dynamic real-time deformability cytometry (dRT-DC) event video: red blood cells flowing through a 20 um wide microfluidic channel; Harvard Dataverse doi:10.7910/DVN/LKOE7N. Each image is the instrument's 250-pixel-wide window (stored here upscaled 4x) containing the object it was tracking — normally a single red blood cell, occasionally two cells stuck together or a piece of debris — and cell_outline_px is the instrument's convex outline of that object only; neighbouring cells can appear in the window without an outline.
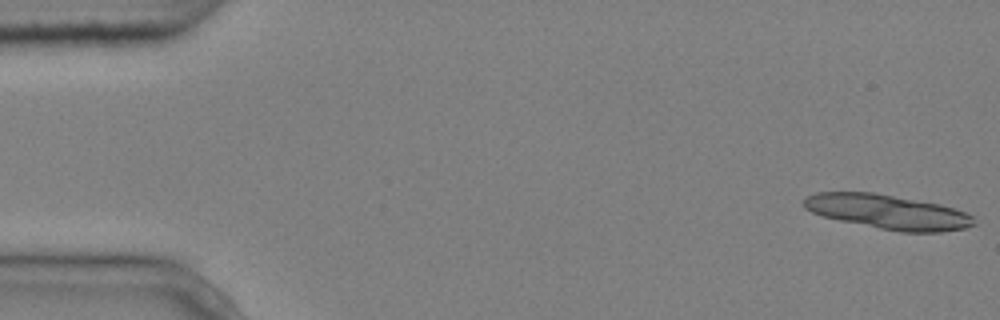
{"species": "common noctule bat (a hibernating species)", "species_latin": "Nyctalus noctula", "temperature_condition": "cold", "stored_images_in_passage": 5, "camera_frame_rate_fps": 3000, "um_per_image_px": 0.085, "animal": {"sex": "male", "body_mass_g": 20.4}, "frame": {"image": 1, "passage_image": 1, "time_ms": 0.0, "image_size_px": [1000, 320], "cell_outline_px": [[976, 224], [964, 228], [940, 232], [900, 232], [840, 220], [824, 216], [812, 212], [804, 208], [804, 200], [808, 196], [816, 192], [876, 192], [940, 204], [956, 208], [972, 216]], "centroid_in_image_um": [75.49, 18.0], "position_along_channel_um": 9.5, "area_um2": 33.99}}